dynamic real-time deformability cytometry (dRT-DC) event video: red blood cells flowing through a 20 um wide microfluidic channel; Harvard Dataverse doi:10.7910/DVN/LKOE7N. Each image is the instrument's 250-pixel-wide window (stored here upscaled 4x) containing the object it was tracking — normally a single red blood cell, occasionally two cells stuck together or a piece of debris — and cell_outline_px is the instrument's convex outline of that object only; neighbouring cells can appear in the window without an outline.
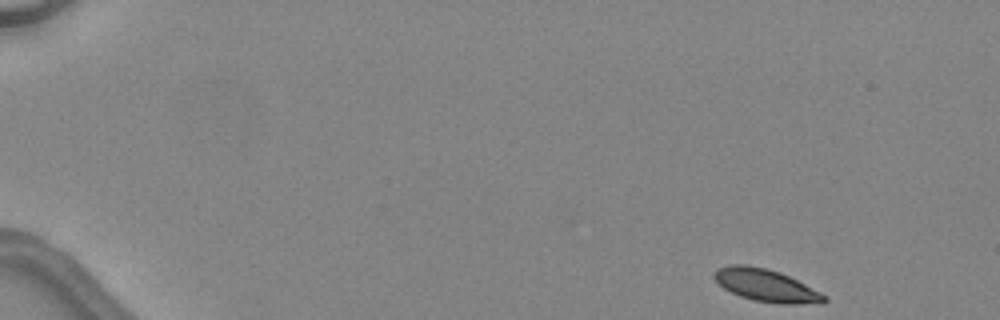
{"species": "common noctule bat (a hibernating species)", "species_latin": "Nyctalus noctula", "temperature_condition": "warm", "stored_images_in_passage": 5, "camera_frame_rate_fps": 3000, "um_per_image_px": 0.085, "animal": {"sex": "female", "body_mass_g": 24.6, "forearm_length_mm": 56.2}, "frame": {"image": 1, "passage_image": 1, "time_ms": 0.0, "image_size_px": [1000, 320], "cell_outline_px": [[828, 300], [824, 304], [780, 304], [756, 300], [740, 296], [724, 288], [712, 276], [712, 272], [716, 268], [728, 264], [744, 264], [764, 268], [780, 272], [828, 296]], "centroid_in_image_um": [65.12, 24.26], "position_along_channel_um": 19.9, "area_um2": 20.87}}
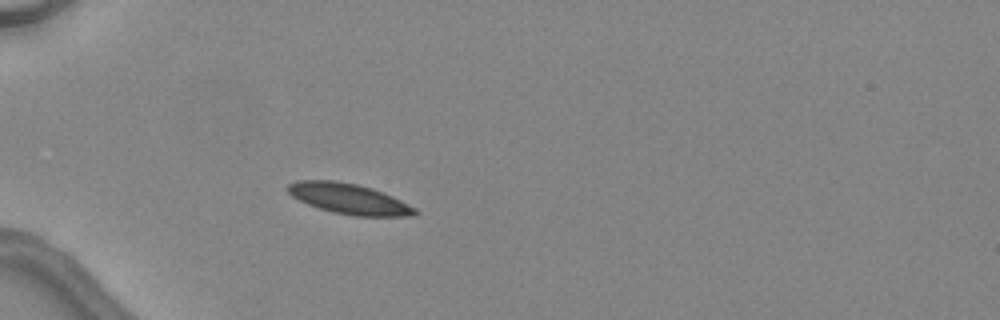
{"frame": {"image": 2, "passage_image": 4, "time_ms": 3.667, "image_size_px": [1000, 320], "cell_outline_px": [[420, 212], [416, 216], [352, 216], [332, 212], [308, 204], [292, 196], [288, 192], [288, 184], [296, 180], [336, 180], [356, 184], [372, 188], [392, 196], [416, 208]], "centroid_in_image_um": [29.69, 16.9], "position_along_channel_um": 55.3, "area_um2": 22.6}}